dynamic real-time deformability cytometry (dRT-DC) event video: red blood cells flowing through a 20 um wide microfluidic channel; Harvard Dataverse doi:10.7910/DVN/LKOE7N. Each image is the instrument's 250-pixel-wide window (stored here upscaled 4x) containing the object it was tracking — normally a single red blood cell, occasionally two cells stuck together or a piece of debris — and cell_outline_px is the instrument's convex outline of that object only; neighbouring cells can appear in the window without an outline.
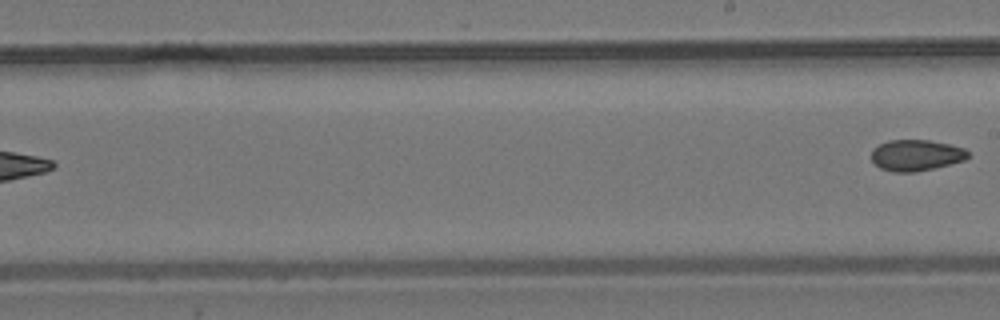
{"species": "common noctule bat (a hibernating species)", "species_latin": "Nyctalus noctula", "temperature_condition": "room temperature", "stored_images_in_passage": 9, "segment_of_instrument_passage": [2, 2], "camera_frame_rate_fps": 3000, "um_per_image_px": 0.085, "animal": {"sex": "male", "body_mass_g": 19.2, "forearm_length_mm": 51.8}, "frame": {"image": 1, "passage_image": 9, "time_ms": 11.667, "image_size_px": [1000, 320], "cell_outline_px": [[968, 156], [964, 160], [916, 172], [892, 172], [880, 168], [872, 160], [872, 148], [888, 140], [928, 140], [948, 144], [964, 148], [968, 152]], "centroid_in_image_um": [77.83, 13.19], "position_along_channel_um": 211.2, "area_um2": 17.34}}